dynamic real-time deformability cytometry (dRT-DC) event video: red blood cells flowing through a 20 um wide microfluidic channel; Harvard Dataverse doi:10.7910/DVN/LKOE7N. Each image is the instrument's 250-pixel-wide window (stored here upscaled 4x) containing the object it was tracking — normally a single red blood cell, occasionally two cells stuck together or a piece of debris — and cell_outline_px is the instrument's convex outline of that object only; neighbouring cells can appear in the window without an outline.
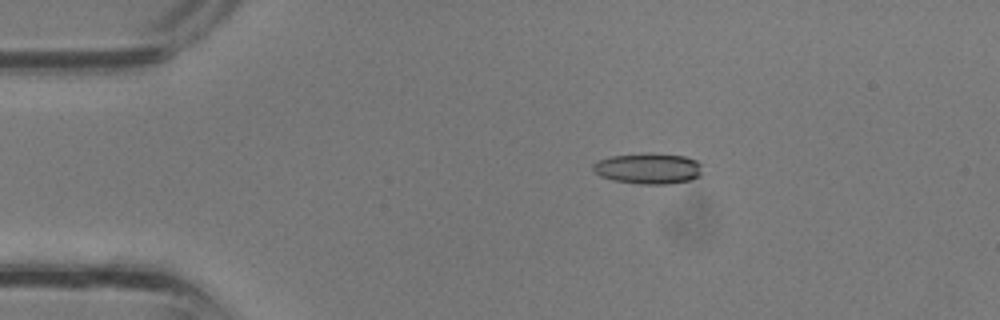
{"species": "common noctule bat (a hibernating species)", "species_latin": "Nyctalus noctula", "temperature_condition": "room temperature", "stored_images_in_passage": 32, "camera_frame_rate_fps": 3000, "um_per_image_px": 0.085, "animal": {"sex": "male", "body_mass_g": 13.3}, "frame": {"image": 1, "passage_image": 3, "time_ms": 0.667, "image_size_px": [1000, 320], "cell_outline_px": [[700, 176], [692, 180], [668, 184], [640, 184], [612, 180], [600, 176], [592, 168], [592, 164], [600, 160], [612, 156], [644, 152], [648, 152], [684, 156], [696, 160], [700, 164]], "centroid_in_image_um": [55.1, 14.32], "position_along_channel_um": 29.9, "area_um2": 19.77}}
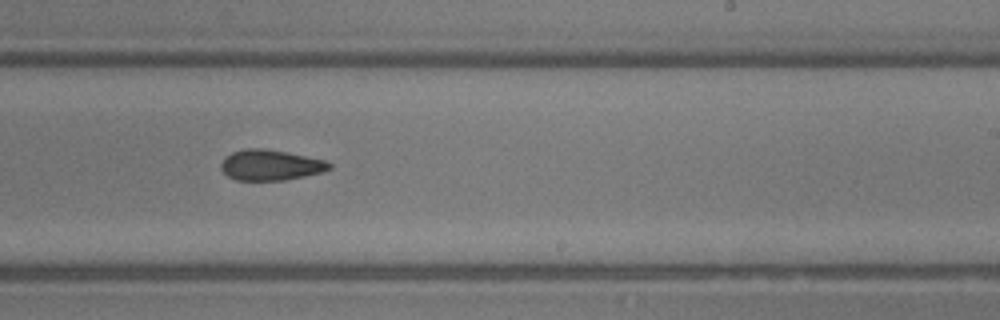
{"frame": {"image": 2, "passage_image": 18, "time_ms": 5.667, "image_size_px": [1000, 320], "cell_outline_px": [[332, 168], [320, 172], [304, 176], [284, 180], [236, 180], [228, 176], [220, 168], [220, 164], [224, 156], [232, 152], [244, 148], [264, 148], [288, 152], [328, 160], [332, 164]], "centroid_in_image_um": [22.99, 14.01], "position_along_channel_um": 266.0, "area_um2": 19.54}}
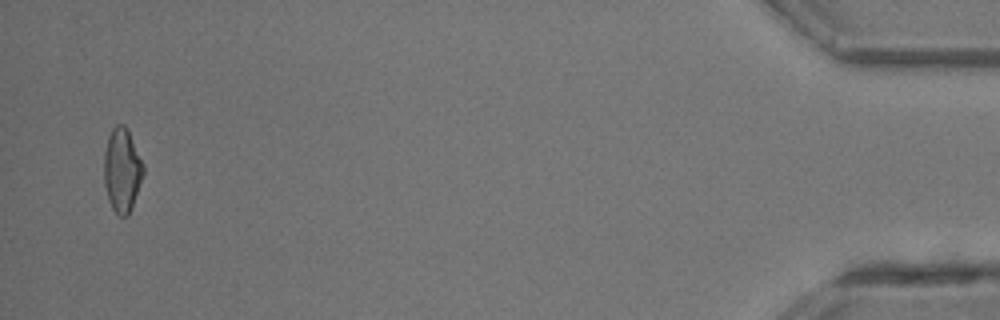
{"frame": {"image": 3, "passage_image": 31, "time_ms": 10.0, "image_size_px": [1000, 320], "cell_outline_px": [[144, 172], [128, 216], [120, 216], [112, 208], [108, 200], [104, 184], [104, 152], [108, 136], [112, 128], [116, 124], [124, 124], [144, 164]], "centroid_in_image_um": [10.35, 14.45], "position_along_channel_um": 424.8, "area_um2": 19.02}}